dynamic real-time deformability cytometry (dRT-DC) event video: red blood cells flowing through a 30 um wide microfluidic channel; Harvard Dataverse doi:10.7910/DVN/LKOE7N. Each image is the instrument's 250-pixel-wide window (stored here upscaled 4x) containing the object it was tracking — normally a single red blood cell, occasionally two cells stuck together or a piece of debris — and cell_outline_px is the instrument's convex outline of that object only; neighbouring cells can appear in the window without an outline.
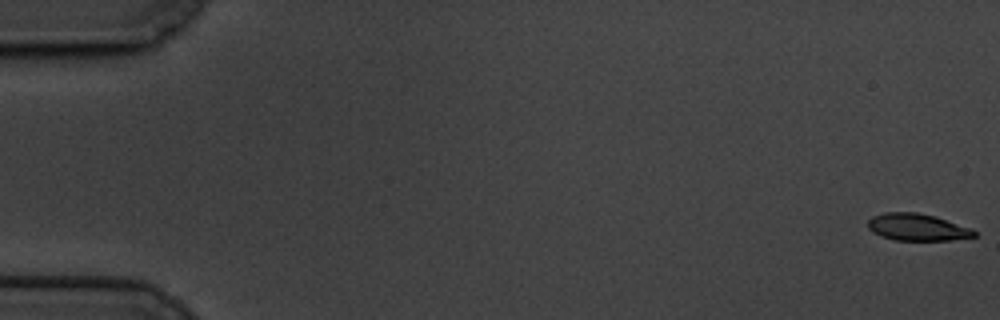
{"species": "common noctule bat (a hibernating species)", "species_latin": "Nyctalus noctula", "temperature_condition": "cold", "stored_images_in_passage": 60, "camera_frame_rate_fps": 3000, "um_per_image_px": 0.085, "animal": {"sex": "male", "body_mass_g": 19.5, "forearm_length_mm": 54.6}, "frame": {"image": 1, "passage_image": 1, "time_ms": 0.0, "image_size_px": [1000, 320], "cell_outline_px": [[976, 236], [948, 240], [896, 240], [880, 236], [872, 232], [868, 228], [868, 220], [872, 216], [884, 212], [916, 212], [936, 216], [972, 228], [976, 232]], "centroid_in_image_um": [77.95, 19.3], "position_along_channel_um": 7.1, "area_um2": 16.82}}
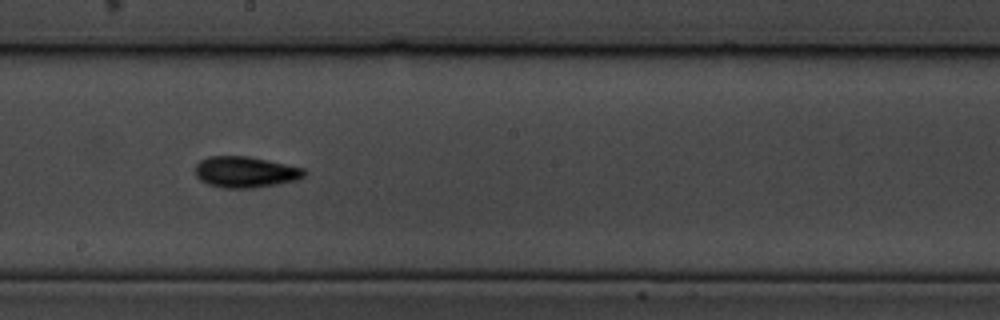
{"frame": {"image": 2, "passage_image": 34, "time_ms": 11.0, "image_size_px": [1000, 320], "cell_outline_px": [[308, 172], [304, 176], [296, 180], [276, 184], [252, 188], [224, 188], [208, 184], [200, 180], [196, 176], [196, 164], [200, 160], [208, 156], [248, 156], [268, 160], [304, 168]], "centroid_in_image_um": [20.86, 14.62], "position_along_channel_um": 227.3, "area_um2": 19.77}}
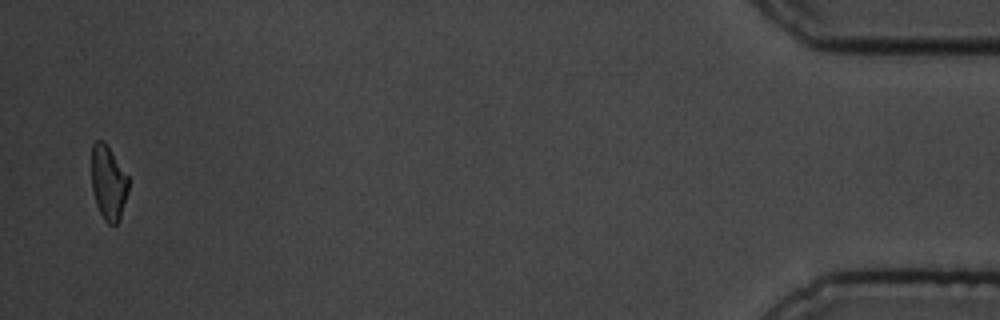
{"frame": {"image": 3, "passage_image": 59, "time_ms": 19.333, "image_size_px": [1000, 320], "cell_outline_px": [[128, 192], [120, 216], [116, 224], [108, 224], [104, 220], [96, 204], [92, 188], [92, 144], [96, 140], [104, 140], [128, 176]], "centroid_in_image_um": [9.2, 15.51], "position_along_channel_um": 426.0, "area_um2": 15.84}, "authors_computed_cell_mechanics": {"area_um2": 17.6868, "velocity_mm_per_s": 3.3838, "shape_relaxation_time_tau1_ms": 2.7146, "shape_relaxation_time_tau2_ms": 10.6072, "deformation_change_tau1": 0.1145, "deformation_change_tau2": 0.1905}}